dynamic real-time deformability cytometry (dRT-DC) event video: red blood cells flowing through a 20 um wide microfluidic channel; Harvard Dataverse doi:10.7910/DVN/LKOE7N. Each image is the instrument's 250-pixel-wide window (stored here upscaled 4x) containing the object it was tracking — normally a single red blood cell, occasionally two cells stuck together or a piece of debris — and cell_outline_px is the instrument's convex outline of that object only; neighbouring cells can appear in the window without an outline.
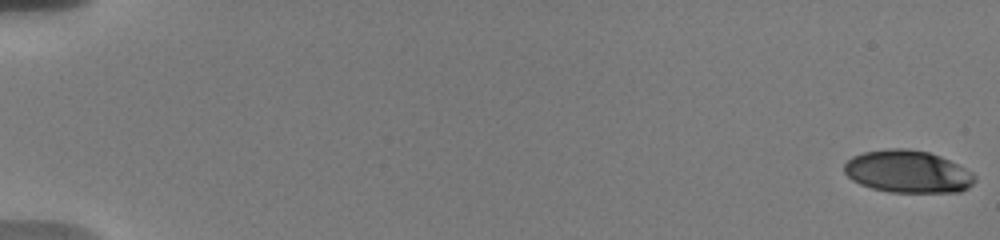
{"species": "human", "species_latin": "Homo sapiens", "temperature_condition": "warm", "stored_images_in_passage": 56, "camera_frame_rate_fps": 3000, "um_per_image_px": 0.085, "donor": {"sex": "male"}, "frame": {"image": 1, "passage_image": 1, "time_ms": 0.0, "image_size_px": [1000, 240], "cell_outline_px": [[976, 180], [968, 188], [960, 192], [888, 192], [872, 188], [860, 184], [852, 180], [844, 172], [844, 164], [852, 156], [864, 152], [888, 148], [908, 148], [928, 152], [940, 156], [972, 172], [976, 176]], "centroid_in_image_um": [77.15, 14.59], "position_along_channel_um": 7.8, "area_um2": 32.31}}
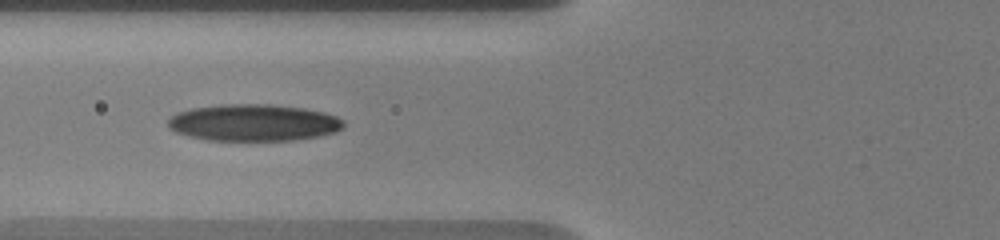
{"frame": {"image": 2, "passage_image": 24, "time_ms": 7.667, "image_size_px": [1000, 240], "cell_outline_px": [[344, 128], [336, 132], [320, 136], [292, 140], [208, 140], [176, 132], [168, 128], [168, 120], [176, 112], [192, 108], [220, 104], [272, 104], [304, 108], [324, 112], [336, 116], [344, 120]], "centroid_in_image_um": [21.58, 10.41], "position_along_channel_um": 104.2, "area_um2": 37.8}}
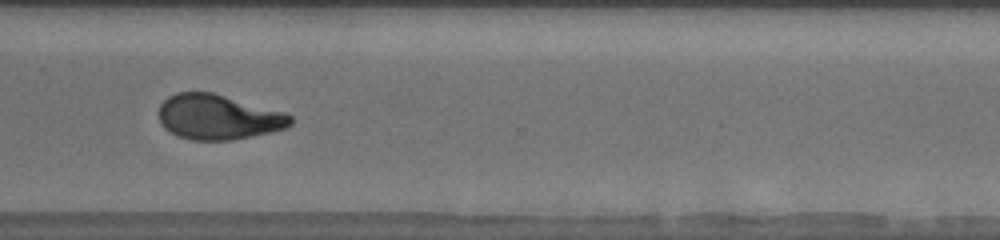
{"frame": {"image": 3, "passage_image": 44, "time_ms": 14.333, "image_size_px": [1000, 240], "cell_outline_px": [[292, 124], [284, 128], [268, 132], [232, 140], [192, 140], [176, 136], [164, 128], [160, 124], [160, 104], [168, 96], [176, 92], [212, 92], [284, 112], [292, 116]], "centroid_in_image_um": [18.51, 9.95], "position_along_channel_um": 352.1, "area_um2": 34.39}, "authors_computed_cell_mechanics": {"area_um2": 34.9979, "velocity_mm_per_s": 3.7172, "shape_relaxation_time_tau1_ms": 6.1321, "shape_relaxation_time_tau2_ms": 2.9756, "deformation_change_tau1": 0.2326, "deformation_change_tau2": 0.0927}}